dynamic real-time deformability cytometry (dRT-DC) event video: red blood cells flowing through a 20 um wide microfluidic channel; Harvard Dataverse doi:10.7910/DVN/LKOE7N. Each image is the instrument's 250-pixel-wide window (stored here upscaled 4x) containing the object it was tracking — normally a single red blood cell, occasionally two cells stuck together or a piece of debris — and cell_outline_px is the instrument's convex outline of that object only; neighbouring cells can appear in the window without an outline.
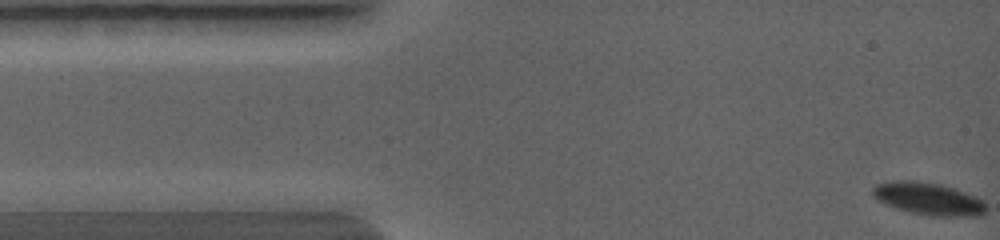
{"species": "common noctule bat (a hibernating species)", "species_latin": "Nyctalus noctula", "temperature_condition": "warm", "stored_images_in_passage": 3, "camera_frame_rate_fps": 5000, "um_per_image_px": 0.085, "animal": {"sex": "female", "body_mass_g": 19.0, "forearm_length_mm": 56.7}, "frame": {"image": 1, "passage_image": 1, "time_ms": 0.0, "image_size_px": [1000, 240], "cell_outline_px": [[984, 208], [980, 212], [952, 216], [944, 216], [912, 212], [888, 204], [880, 200], [876, 196], [876, 188], [888, 184], [908, 184], [936, 188], [952, 192], [980, 200], [984, 204]], "centroid_in_image_um": [78.89, 17.01], "position_along_channel_um": 6.1, "area_um2": 16.99}}
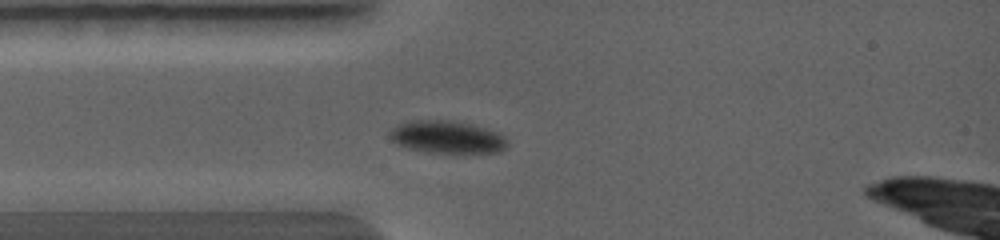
{"frame": {"image": 2, "passage_image": 3, "time_ms": 2.4, "image_size_px": [1000, 240], "cell_outline_px": [[504, 148], [500, 152], [480, 156], [448, 156], [424, 152], [408, 148], [400, 144], [392, 136], [400, 128], [408, 124], [460, 124], [496, 136], [504, 144]], "centroid_in_image_um": [38.1, 11.9], "position_along_channel_um": 46.9, "area_um2": 19.83}}